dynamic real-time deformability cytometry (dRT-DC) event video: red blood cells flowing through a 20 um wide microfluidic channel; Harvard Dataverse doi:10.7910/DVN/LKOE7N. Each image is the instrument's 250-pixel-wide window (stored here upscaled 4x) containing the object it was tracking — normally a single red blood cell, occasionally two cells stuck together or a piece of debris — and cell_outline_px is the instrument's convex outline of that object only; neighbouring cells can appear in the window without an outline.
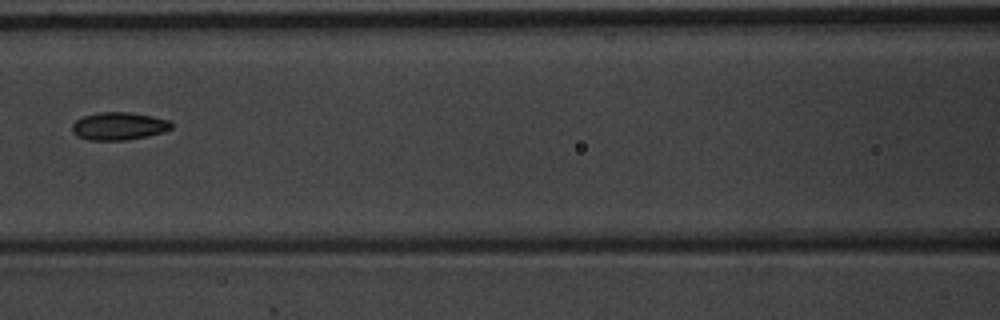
{"species": "common noctule bat (a hibernating species)", "species_latin": "Nyctalus noctula", "temperature_condition": "warm", "stored_images_in_passage": 7, "camera_frame_rate_fps": 3000, "um_per_image_px": 0.085, "animal": {"sex": "male", "body_mass_g": 20.1, "forearm_length_mm": 53.5}, "frame": {"image": 1, "passage_image": 7, "time_ms": 2.0, "image_size_px": [1000, 320], "cell_outline_px": [[172, 128], [164, 132], [148, 136], [128, 140], [88, 140], [76, 136], [72, 132], [72, 124], [76, 120], [84, 116], [100, 112], [128, 112], [152, 116], [168, 120], [172, 124]], "centroid_in_image_um": [10.09, 10.73], "position_along_channel_um": 156.5, "area_um2": 16.13}}